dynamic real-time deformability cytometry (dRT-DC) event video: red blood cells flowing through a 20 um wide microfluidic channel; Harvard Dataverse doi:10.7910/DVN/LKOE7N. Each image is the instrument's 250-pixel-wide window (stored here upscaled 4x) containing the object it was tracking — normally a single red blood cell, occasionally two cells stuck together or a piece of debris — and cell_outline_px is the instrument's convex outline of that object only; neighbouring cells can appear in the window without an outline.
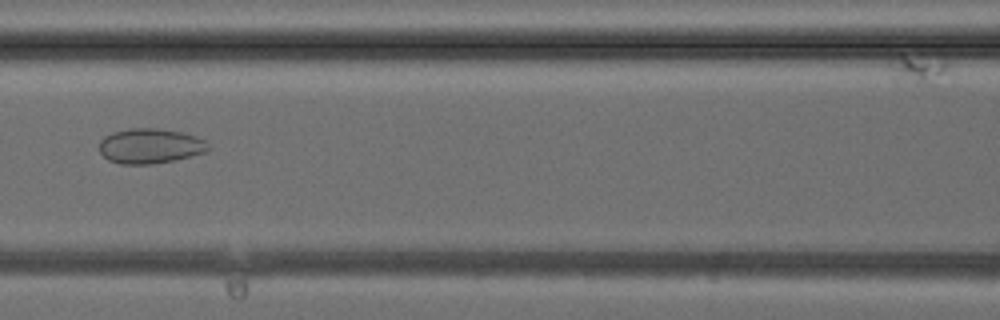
{"species": "common noctule bat (a hibernating species)", "species_latin": "Nyctalus noctula", "temperature_condition": "cold", "stored_images_in_passage": 26, "camera_frame_rate_fps": 3000, "um_per_image_px": 0.085, "animal": {"sex": "female", "body_mass_g": 24.6, "forearm_length_mm": 56.2}, "frame": {"image": 1, "passage_image": 10, "time_ms": 3.0, "image_size_px": [1000, 320], "cell_outline_px": [[208, 152], [176, 160], [152, 164], [120, 164], [108, 160], [100, 152], [100, 140], [104, 136], [112, 132], [128, 128], [156, 128], [184, 132], [196, 136], [204, 140], [208, 144]], "centroid_in_image_um": [12.77, 12.41], "position_along_channel_um": 153.8, "area_um2": 22.48}}
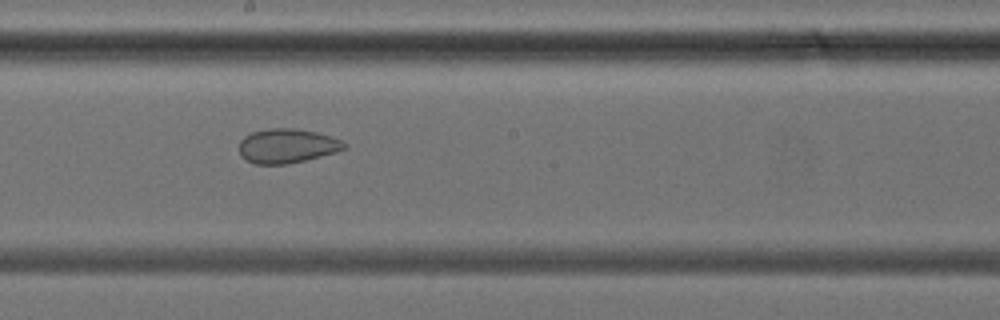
{"frame": {"image": 2, "passage_image": 14, "time_ms": 4.333, "image_size_px": [1000, 320], "cell_outline_px": [[348, 148], [336, 152], [288, 164], [256, 164], [240, 156], [240, 140], [244, 136], [252, 132], [272, 128], [292, 128], [316, 132], [340, 140], [348, 144]], "centroid_in_image_um": [24.4, 12.4], "position_along_channel_um": 223.8, "area_um2": 20.87}}
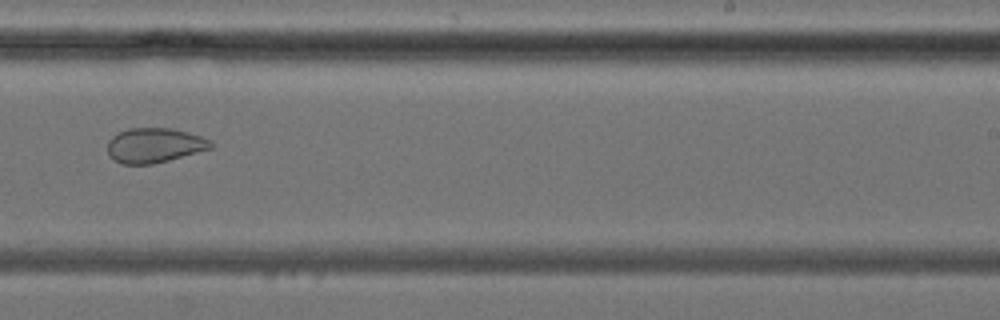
{"frame": {"image": 3, "passage_image": 17, "time_ms": 5.333, "image_size_px": [1000, 320], "cell_outline_px": [[212, 148], [168, 160], [152, 164], [124, 164], [116, 160], [108, 152], [108, 140], [112, 136], [128, 128], [168, 128], [188, 132], [200, 136], [208, 140], [212, 144]], "centroid_in_image_um": [13.11, 12.34], "position_along_channel_um": 275.9, "area_um2": 20.52}}